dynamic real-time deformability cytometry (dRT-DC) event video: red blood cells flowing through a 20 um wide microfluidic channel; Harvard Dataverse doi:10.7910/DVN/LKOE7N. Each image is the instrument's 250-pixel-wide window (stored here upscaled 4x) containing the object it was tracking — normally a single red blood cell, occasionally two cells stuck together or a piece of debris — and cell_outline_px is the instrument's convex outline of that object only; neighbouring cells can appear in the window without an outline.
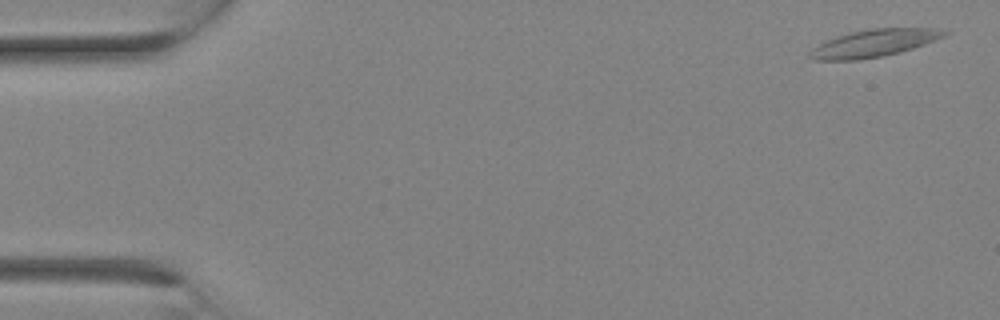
{"species": "Egyptian fruit bat (a non-hibernating species)", "species_latin": "Rousettus aegyptiacus", "temperature_condition": "room temperature", "stored_images_in_passage": 8, "camera_frame_rate_fps": 3000, "um_per_image_px": 0.085, "animal": {"sex": "female"}, "frame": {"image": 1, "passage_image": 1, "time_ms": 0.0, "image_size_px": [1000, 320], "cell_outline_px": [[952, 32], [944, 36], [924, 44], [900, 52], [884, 56], [856, 60], [812, 60], [808, 56], [808, 52], [812, 48], [828, 40], [852, 32], [872, 28], [936, 28]], "centroid_in_image_um": [74.29, 3.68], "position_along_channel_um": 10.7, "area_um2": 21.27}}
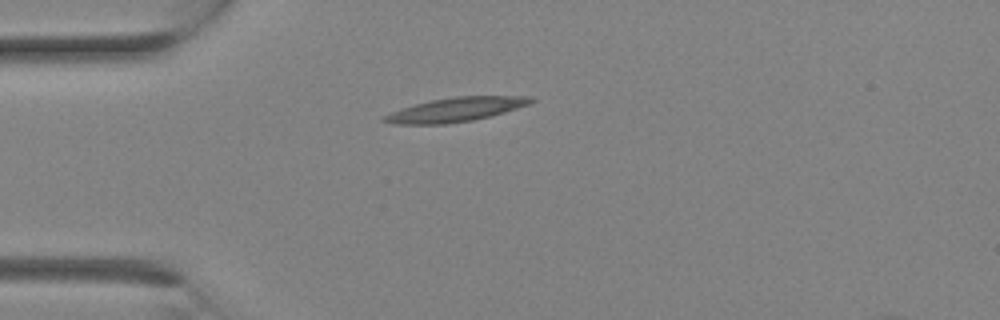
{"frame": {"image": 2, "passage_image": 7, "time_ms": 2.0, "image_size_px": [1000, 320], "cell_outline_px": [[536, 100], [528, 104], [492, 116], [472, 120], [448, 124], [396, 124], [380, 120], [384, 116], [392, 112], [416, 104], [432, 100], [456, 96], [532, 96]], "centroid_in_image_um": [38.77, 9.31], "position_along_channel_um": 46.2, "area_um2": 20.35}}